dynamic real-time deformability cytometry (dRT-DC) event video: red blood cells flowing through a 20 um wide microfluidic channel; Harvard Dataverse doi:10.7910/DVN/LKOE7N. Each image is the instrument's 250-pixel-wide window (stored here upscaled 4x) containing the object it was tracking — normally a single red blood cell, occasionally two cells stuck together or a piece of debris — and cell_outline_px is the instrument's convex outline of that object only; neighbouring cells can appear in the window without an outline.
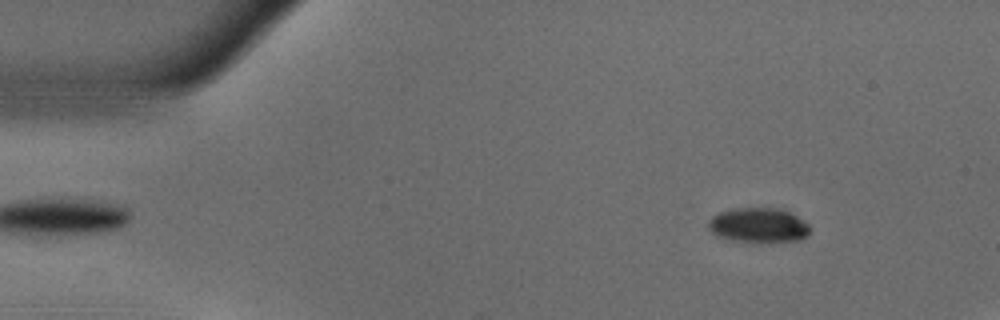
{"species": "common noctule bat (a hibernating species)", "species_latin": "Nyctalus noctula", "temperature_condition": "warm", "stored_images_in_passage": 51, "camera_frame_rate_fps": 3000, "um_per_image_px": 0.085, "animal": {"sex": "male", "body_mass_g": 18.8}, "frame": {"image": 1, "passage_image": 5, "time_ms": 1.333, "image_size_px": [1000, 320], "cell_outline_px": [[808, 236], [800, 240], [760, 244], [732, 240], [716, 236], [708, 228], [708, 220], [712, 216], [720, 212], [736, 208], [780, 208], [804, 220], [808, 224]], "centroid_in_image_um": [64.46, 19.18], "position_along_channel_um": 20.5, "area_um2": 20.98}}
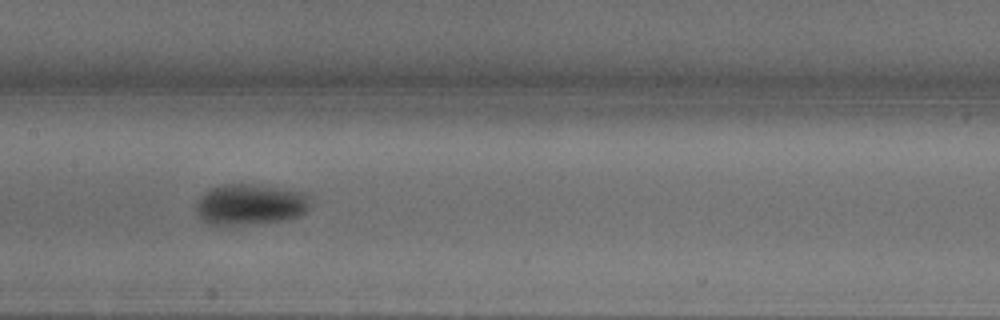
{"frame": {"image": 2, "passage_image": 25, "time_ms": 8.0, "image_size_px": [1000, 320], "cell_outline_px": [[312, 200], [308, 208], [300, 216], [284, 220], [256, 224], [212, 224], [204, 220], [200, 216], [196, 208], [196, 204], [200, 196], [204, 192], [212, 188], [224, 184], [252, 184], [308, 192]], "centroid_in_image_um": [21.34, 17.36], "position_along_channel_um": 186.1, "area_um2": 27.28}}
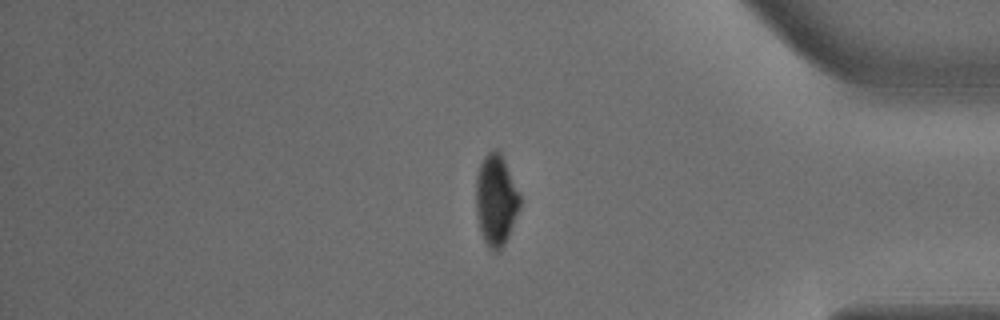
{"frame": {"image": 3, "passage_image": 44, "time_ms": 14.333, "image_size_px": [1000, 320], "cell_outline_px": [[520, 204], [508, 236], [504, 244], [496, 252], [488, 248], [480, 232], [476, 216], [476, 176], [480, 164], [484, 156], [492, 148], [496, 148], [500, 152], [520, 196]], "centroid_in_image_um": [42.12, 17.0], "position_along_channel_um": 393.1, "area_um2": 23.06}, "authors_computed_cell_mechanics": {"area_um2": 24.9118, "velocity_mm_per_s": 3.6902, "shape_relaxation_time_tau1_ms": 3.7024, "shape_relaxation_time_tau2_ms": null, "deformation_change_tau1": 0.1669, "deformation_change_tau2": null}}